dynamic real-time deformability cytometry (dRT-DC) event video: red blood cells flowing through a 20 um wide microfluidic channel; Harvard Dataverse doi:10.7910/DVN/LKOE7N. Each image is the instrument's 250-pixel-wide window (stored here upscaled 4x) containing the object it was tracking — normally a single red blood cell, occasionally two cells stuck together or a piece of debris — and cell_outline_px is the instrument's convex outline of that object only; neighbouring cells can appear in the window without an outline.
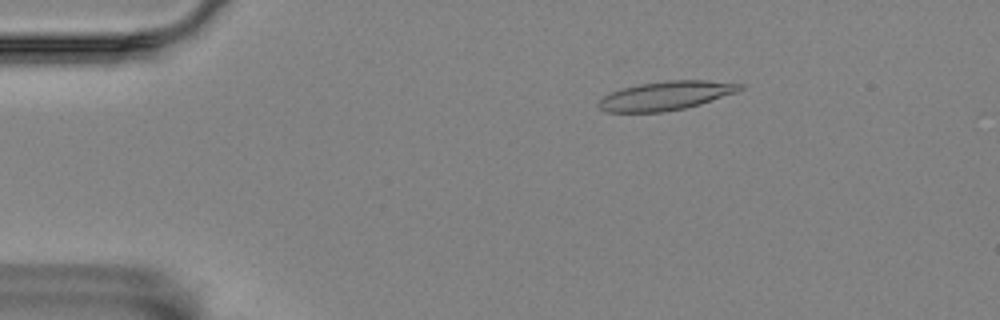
{"species": "Egyptian fruit bat (a non-hibernating species)", "species_latin": "Rousettus aegyptiacus", "temperature_condition": "room temperature", "stored_images_in_passage": 5, "camera_frame_rate_fps": 3000, "um_per_image_px": 0.085, "animal": {"sex": "female"}, "frame": {"image": 1, "passage_image": 2, "time_ms": 0.333, "image_size_px": [1000, 320], "cell_outline_px": [[744, 88], [736, 92], [700, 104], [684, 108], [660, 112], [604, 112], [596, 104], [604, 96], [612, 92], [624, 88], [640, 84], [664, 80], [708, 80], [744, 84]], "centroid_in_image_um": [56.61, 8.13], "position_along_channel_um": 28.4, "area_um2": 23.64}}